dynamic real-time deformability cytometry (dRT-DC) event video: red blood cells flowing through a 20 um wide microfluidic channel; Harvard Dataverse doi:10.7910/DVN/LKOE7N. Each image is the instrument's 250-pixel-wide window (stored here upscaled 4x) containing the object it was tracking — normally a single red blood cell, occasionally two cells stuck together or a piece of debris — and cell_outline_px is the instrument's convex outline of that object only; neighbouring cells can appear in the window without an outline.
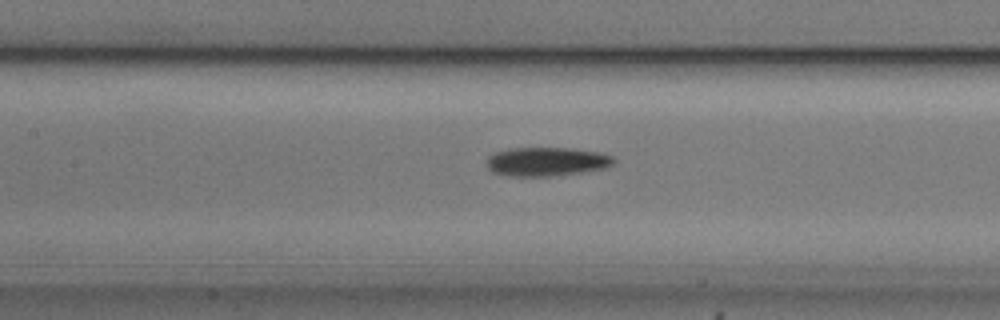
{"species": "common noctule bat (a hibernating species)", "species_latin": "Nyctalus noctula", "temperature_condition": "cold", "stored_images_in_passage": 29, "camera_frame_rate_fps": 3000, "um_per_image_px": 0.085, "animal": {"sex": "male", "body_mass_g": 20.5, "forearm_length_mm": 52.5}, "frame": {"image": 1, "passage_image": 9, "time_ms": 2.667, "image_size_px": [1000, 320], "cell_outline_px": [[616, 160], [612, 164], [604, 168], [580, 172], [552, 176], [504, 176], [492, 172], [488, 168], [488, 156], [492, 152], [508, 148], [568, 148], [600, 152], [612, 156]], "centroid_in_image_um": [46.41, 13.73], "position_along_channel_um": 161.0, "area_um2": 21.44}}
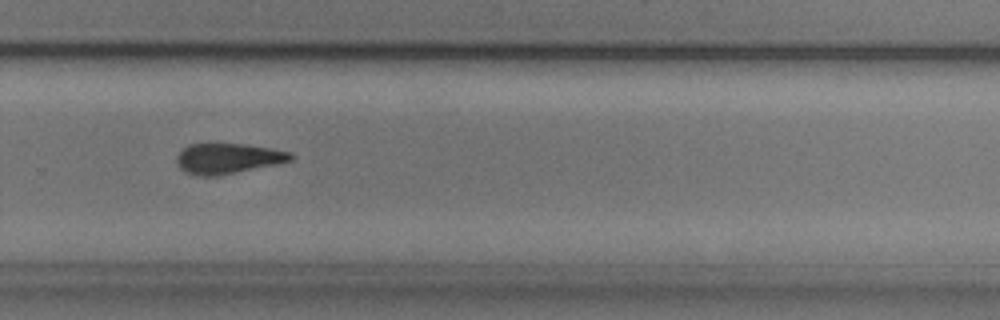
{"frame": {"image": 2, "passage_image": 21, "time_ms": 6.667, "image_size_px": [1000, 320], "cell_outline_px": [[296, 156], [292, 160], [280, 164], [216, 176], [204, 176], [188, 172], [180, 168], [176, 160], [176, 156], [184, 148], [192, 144], [244, 144], [272, 148], [292, 152]], "centroid_in_image_um": [19.46, 13.47], "position_along_channel_um": 310.3, "area_um2": 20.17}}